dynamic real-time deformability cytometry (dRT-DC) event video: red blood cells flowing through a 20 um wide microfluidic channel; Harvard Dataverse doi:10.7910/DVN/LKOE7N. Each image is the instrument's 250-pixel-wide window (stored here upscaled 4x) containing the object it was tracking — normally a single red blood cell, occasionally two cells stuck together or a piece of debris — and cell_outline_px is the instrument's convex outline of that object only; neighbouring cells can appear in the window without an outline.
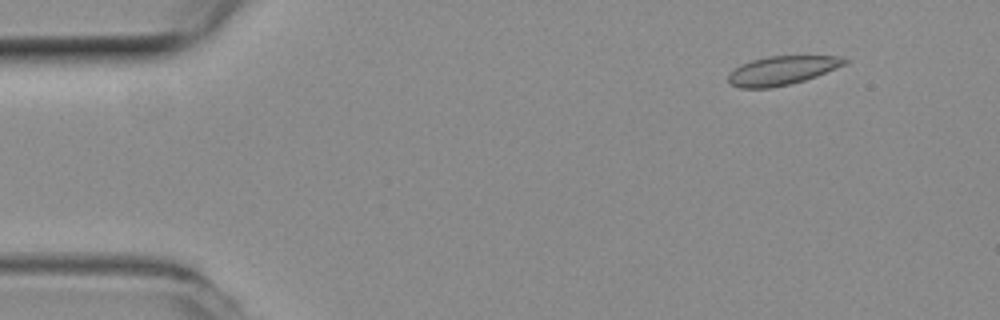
{"species": "common noctule bat (a hibernating species)", "species_latin": "Nyctalus noctula", "temperature_condition": "room temperature", "stored_images_in_passage": 53, "camera_frame_rate_fps": 3000, "um_per_image_px": 0.085, "animal": {"sex": "female", "body_mass_g": 19.3, "forearm_length_mm": 54.1}, "frame": {"image": 1, "passage_image": 6, "time_ms": 1.667, "image_size_px": [1000, 320], "cell_outline_px": [[848, 60], [844, 64], [816, 76], [804, 80], [788, 84], [768, 88], [740, 88], [732, 84], [728, 80], [728, 76], [740, 64], [752, 60], [768, 56], [844, 56]], "centroid_in_image_um": [66.46, 5.98], "position_along_channel_um": 18.5, "area_um2": 19.19}}
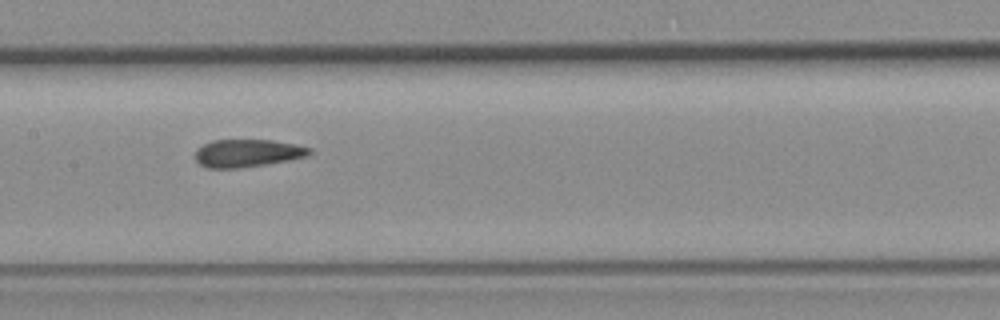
{"frame": {"image": 2, "passage_image": 26, "time_ms": 8.333, "image_size_px": [1000, 320], "cell_outline_px": [[312, 152], [304, 156], [288, 160], [240, 168], [208, 168], [200, 164], [196, 160], [196, 148], [212, 140], [272, 140], [296, 144], [312, 148]], "centroid_in_image_um": [21.01, 13.01], "position_along_channel_um": 186.4, "area_um2": 18.32}}
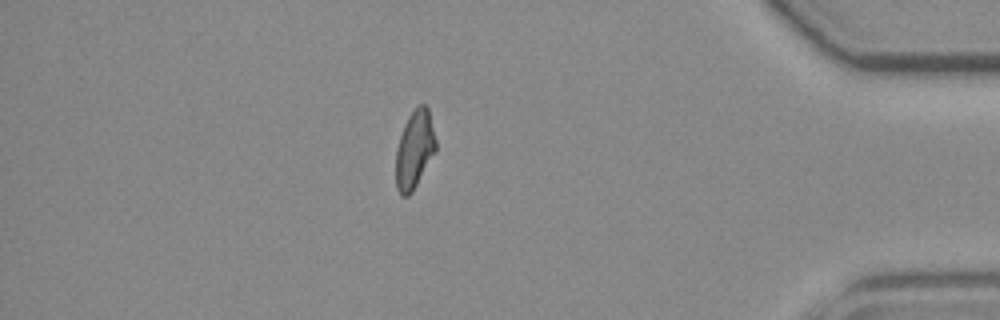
{"frame": {"image": 3, "passage_image": 46, "time_ms": 15.0, "image_size_px": [1000, 320], "cell_outline_px": [[436, 148], [412, 192], [408, 196], [400, 196], [396, 188], [396, 148], [404, 124], [408, 116], [420, 104], [424, 104], [428, 108], [436, 140]], "centroid_in_image_um": [35.21, 12.72], "position_along_channel_um": 400.0, "area_um2": 17.86}, "authors_computed_cell_mechanics": {"area_um2": 19.1318, "velocity_mm_per_s": 3.861, "shape_relaxation_time_tau1_ms": null, "shape_relaxation_time_tau2_ms": 2.2134, "deformation_change_tau1": null, "deformation_change_tau2": 0.0777}}